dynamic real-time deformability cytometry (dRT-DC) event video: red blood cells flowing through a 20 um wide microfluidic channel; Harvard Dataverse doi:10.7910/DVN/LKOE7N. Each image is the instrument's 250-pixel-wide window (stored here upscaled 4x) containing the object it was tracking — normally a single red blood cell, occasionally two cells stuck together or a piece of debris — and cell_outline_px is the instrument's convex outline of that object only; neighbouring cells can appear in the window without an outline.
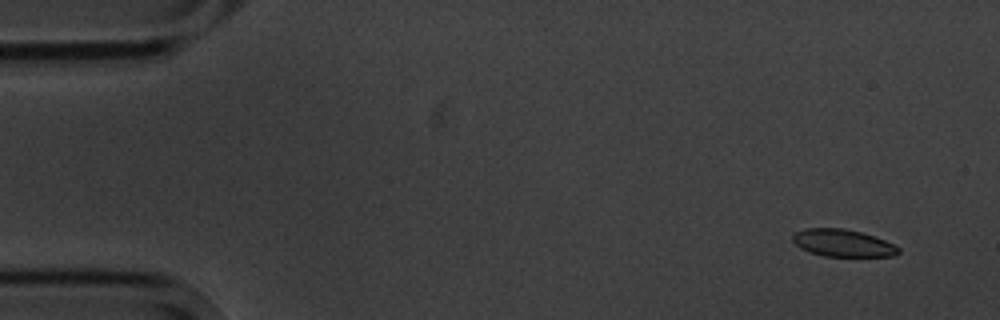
{"species": "common noctule bat (a hibernating species)", "species_latin": "Nyctalus noctula", "temperature_condition": "cold", "stored_images_in_passage": 15, "camera_frame_rate_fps": 3000, "um_per_image_px": 0.085, "animal": {"sex": "male", "body_mass_g": 20.1, "forearm_length_mm": 53.5}, "frame": {"image": 1, "passage_image": 2, "time_ms": 1.0, "image_size_px": [1000, 320], "cell_outline_px": [[900, 252], [896, 256], [824, 256], [808, 252], [800, 248], [792, 240], [792, 236], [796, 232], [804, 228], [844, 228], [860, 232], [884, 240], [900, 248]], "centroid_in_image_um": [71.61, 20.66], "position_along_channel_um": 13.4, "area_um2": 16.76}}
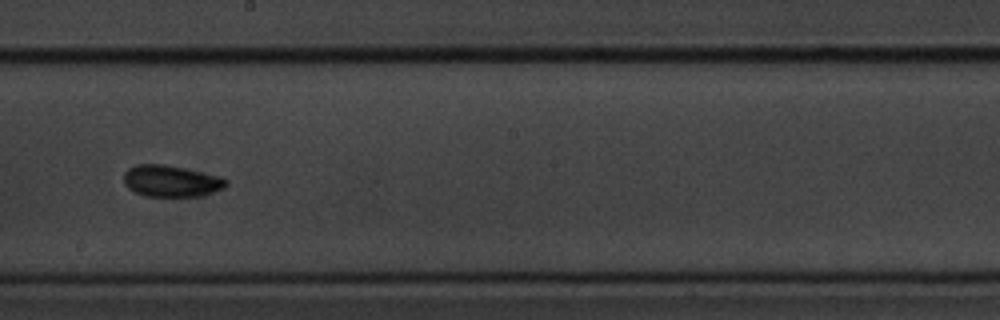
{"frame": {"image": 2, "passage_image": 9, "time_ms": 10.333, "image_size_px": [1000, 320], "cell_outline_px": [[228, 184], [224, 188], [200, 196], [144, 196], [128, 188], [124, 184], [124, 172], [128, 168], [136, 164], [164, 164], [224, 176], [228, 180]], "centroid_in_image_um": [14.57, 15.38], "position_along_channel_um": 233.6, "area_um2": 19.02}}
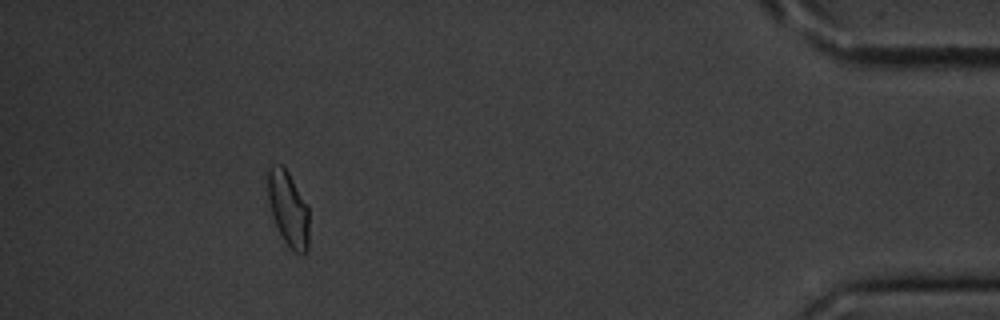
{"frame": {"image": 3, "passage_image": 14, "time_ms": 17.0, "image_size_px": [1000, 320], "cell_outline_px": [[308, 248], [304, 252], [296, 252], [288, 248], [272, 216], [268, 200], [268, 168], [272, 164], [280, 164], [288, 172], [308, 208]], "centroid_in_image_um": [24.48, 17.74], "position_along_channel_um": 410.7, "area_um2": 17.63}, "authors_computed_cell_mechanics": {"area_um2": 17.7446, "velocity_mm_per_s": 3.5166, "shape_relaxation_time_tau1_ms": 3.2978, "shape_relaxation_time_tau2_ms": 3.331, "deformation_change_tau1": 0.08, "deformation_change_tau2": 0.0641}}